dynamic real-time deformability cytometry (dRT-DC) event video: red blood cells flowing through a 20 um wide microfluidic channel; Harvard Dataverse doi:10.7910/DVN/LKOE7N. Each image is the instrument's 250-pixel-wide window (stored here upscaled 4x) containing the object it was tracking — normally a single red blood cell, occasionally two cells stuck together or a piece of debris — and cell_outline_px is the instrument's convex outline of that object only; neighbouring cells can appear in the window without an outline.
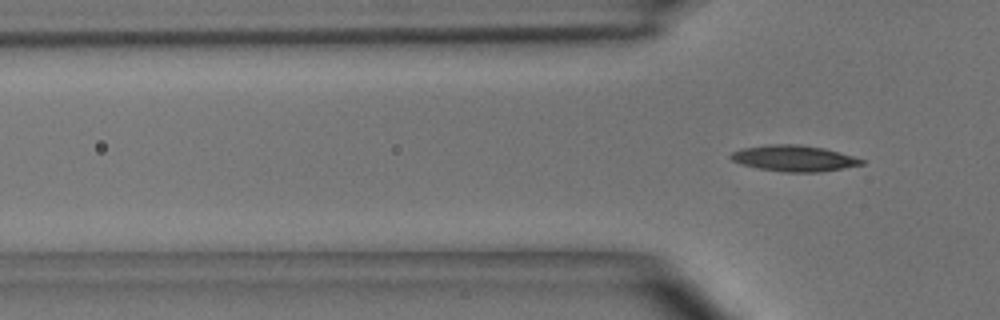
{"species": "common noctule bat (a hibernating species)", "species_latin": "Nyctalus noctula", "temperature_condition": "room temperature", "stored_images_in_passage": 18, "segment_of_instrument_passage": [2, 2], "camera_frame_rate_fps": 3000, "um_per_image_px": 0.085, "animal": {"sex": "male", "body_mass_g": 15.6}, "frame": {"image": 1, "passage_image": 18, "time_ms": 5.667, "image_size_px": [1000, 320], "cell_outline_px": [[864, 164], [844, 168], [820, 172], [784, 172], [760, 168], [740, 164], [732, 160], [728, 156], [732, 152], [740, 148], [768, 144], [800, 144], [824, 148], [840, 152], [864, 160]], "centroid_in_image_um": [67.46, 13.45], "position_along_channel_um": 58.3, "area_um2": 19.94}}